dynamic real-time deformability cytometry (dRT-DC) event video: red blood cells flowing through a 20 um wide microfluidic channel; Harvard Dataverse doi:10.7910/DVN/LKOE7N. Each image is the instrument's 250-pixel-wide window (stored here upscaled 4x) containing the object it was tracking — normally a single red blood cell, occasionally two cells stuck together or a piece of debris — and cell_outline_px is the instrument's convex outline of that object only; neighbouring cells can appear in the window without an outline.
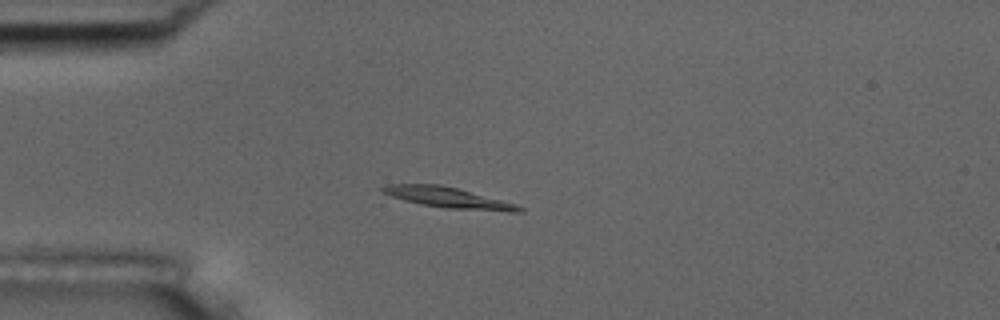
{"species": "common noctule bat (a hibernating species)", "species_latin": "Nyctalus noctula", "temperature_condition": "room temperature", "stored_images_in_passage": 46, "camera_frame_rate_fps": 3000, "um_per_image_px": 0.085, "animal": {"sex": "male", "body_mass_g": 17.5, "forearm_length_mm": 52.3}, "frame": {"image": 1, "passage_image": 4, "time_ms": 1.0, "image_size_px": [1000, 320], "cell_outline_px": [[524, 212], [508, 212], [444, 208], [420, 204], [404, 200], [392, 196], [384, 192], [380, 188], [388, 184], [440, 184], [456, 188], [516, 204], [524, 208]], "centroid_in_image_um": [38.13, 16.81], "position_along_channel_um": 46.9, "area_um2": 16.3}}
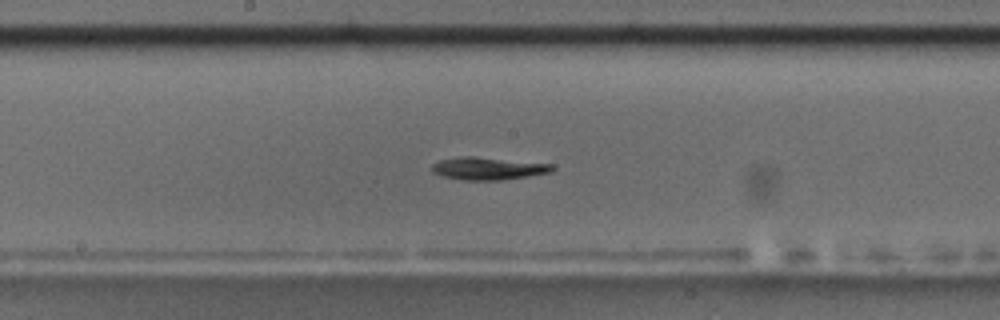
{"frame": {"image": 2, "passage_image": 19, "time_ms": 6.0, "image_size_px": [1000, 320], "cell_outline_px": [[556, 168], [552, 172], [528, 176], [500, 180], [464, 180], [444, 176], [432, 172], [432, 164], [440, 160], [460, 156], [476, 156], [552, 164]], "centroid_in_image_um": [41.51, 14.31], "position_along_channel_um": 206.7, "area_um2": 15.84}}
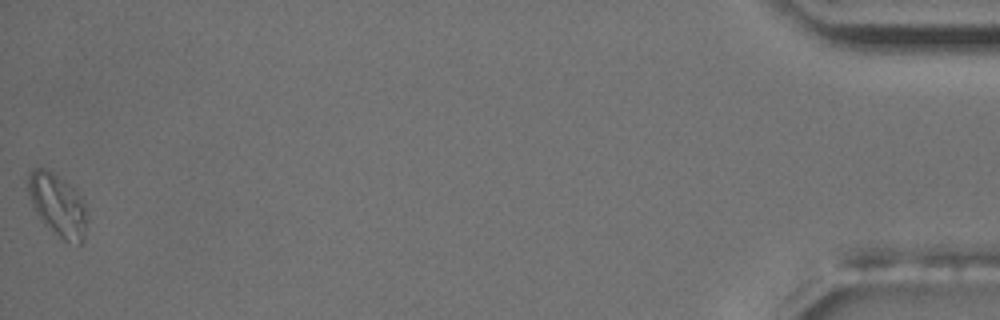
{"frame": {"image": 3, "passage_image": 46, "time_ms": 15.0, "image_size_px": [1000, 320], "cell_outline_px": [[88, 220], [84, 240], [80, 244], [64, 240], [44, 224], [36, 212], [32, 204], [28, 192], [28, 172], [36, 168], [44, 168], [52, 172], [68, 184], [84, 200], [88, 216]], "centroid_in_image_um": [4.93, 17.44], "position_along_channel_um": 430.3, "area_um2": 21.33}}